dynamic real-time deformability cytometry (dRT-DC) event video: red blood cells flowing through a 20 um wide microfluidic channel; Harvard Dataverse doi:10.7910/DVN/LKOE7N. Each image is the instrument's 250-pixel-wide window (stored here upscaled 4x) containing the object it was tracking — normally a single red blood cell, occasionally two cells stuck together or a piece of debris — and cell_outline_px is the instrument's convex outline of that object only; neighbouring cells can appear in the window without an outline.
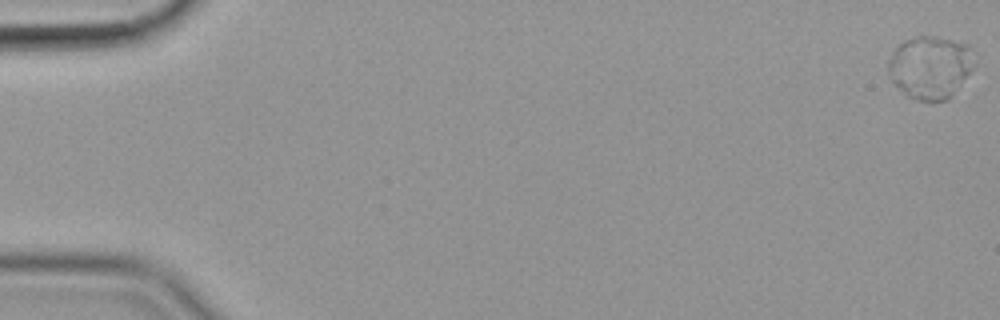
{"species": "common noctule bat (a hibernating species)", "species_latin": "Nyctalus noctula", "temperature_condition": "cold", "stored_images_in_passage": 58, "segment_of_instrument_passage": [1, 2], "camera_frame_rate_fps": 3000, "um_per_image_px": 0.085, "animal": {"sex": "female", "body_mass_g": 19.9}, "frame": {"image": 1, "passage_image": 1, "time_ms": 0.0, "image_size_px": [1000, 320], "cell_outline_px": [[976, 64], [948, 100], [916, 100], [908, 96], [892, 80], [888, 72], [888, 60], [892, 52], [904, 40], [920, 36], [936, 36], [968, 44]], "centroid_in_image_um": [79.07, 5.69], "position_along_channel_um": 5.9, "area_um2": 31.21}}
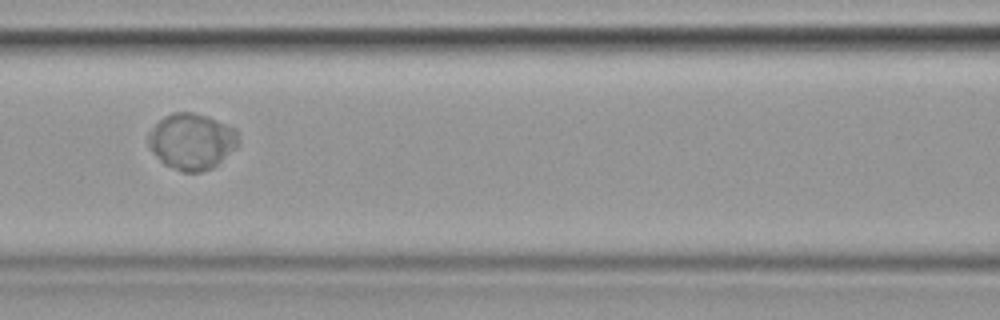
{"frame": {"image": 2, "passage_image": 27, "time_ms": 8.667, "image_size_px": [1000, 320], "cell_outline_px": [[240, 144], [236, 148], [212, 168], [200, 172], [180, 172], [164, 164], [152, 152], [148, 144], [148, 132], [164, 116], [172, 112], [192, 112], [208, 116], [236, 128], [240, 140]], "centroid_in_image_um": [16.31, 12.01], "position_along_channel_um": 150.3, "area_um2": 29.77}}
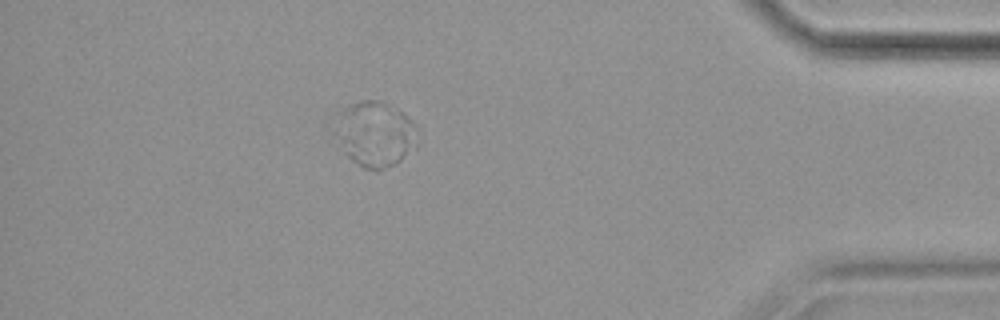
{"frame": {"image": 3, "passage_image": 52, "time_ms": 17.0, "image_size_px": [1000, 320], "cell_outline_px": [[420, 128], [416, 148], [396, 164], [384, 168], [364, 168], [352, 160], [344, 152], [340, 112], [344, 108], [360, 100], [380, 100], [400, 112], [416, 124]], "centroid_in_image_um": [32.05, 11.4], "position_along_channel_um": 403.2, "area_um2": 30.0}}